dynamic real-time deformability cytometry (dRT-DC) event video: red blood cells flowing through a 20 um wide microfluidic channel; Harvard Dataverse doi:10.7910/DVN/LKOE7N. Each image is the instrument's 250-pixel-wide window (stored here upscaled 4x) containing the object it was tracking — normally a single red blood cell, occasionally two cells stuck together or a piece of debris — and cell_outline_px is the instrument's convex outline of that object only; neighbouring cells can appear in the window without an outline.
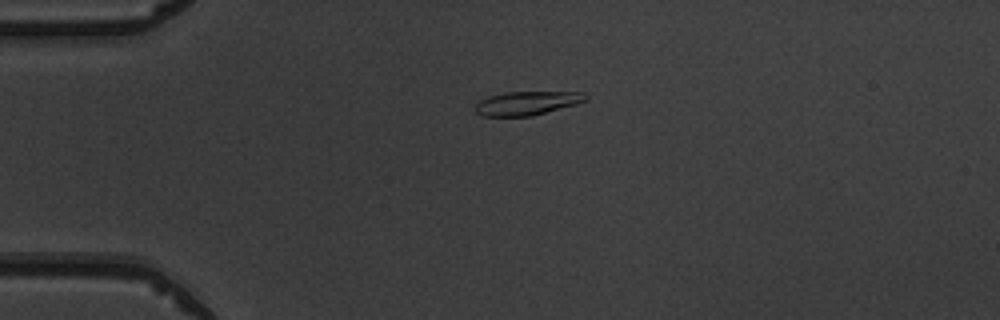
{"species": "common noctule bat (a hibernating species)", "species_latin": "Nyctalus noctula", "temperature_condition": "warm", "stored_images_in_passage": 2, "camera_frame_rate_fps": 3000, "um_per_image_px": 0.085, "animal": {"sex": "male", "body_mass_g": 19.5, "forearm_length_mm": 54.6}, "frame": {"image": 1, "passage_image": 1, "time_ms": 0.0, "image_size_px": [1000, 320], "cell_outline_px": [[588, 100], [576, 104], [532, 116], [480, 116], [476, 112], [476, 104], [480, 100], [488, 96], [504, 92], [584, 92], [588, 96]], "centroid_in_image_um": [44.8, 8.76], "position_along_channel_um": 40.2, "area_um2": 15.32}}